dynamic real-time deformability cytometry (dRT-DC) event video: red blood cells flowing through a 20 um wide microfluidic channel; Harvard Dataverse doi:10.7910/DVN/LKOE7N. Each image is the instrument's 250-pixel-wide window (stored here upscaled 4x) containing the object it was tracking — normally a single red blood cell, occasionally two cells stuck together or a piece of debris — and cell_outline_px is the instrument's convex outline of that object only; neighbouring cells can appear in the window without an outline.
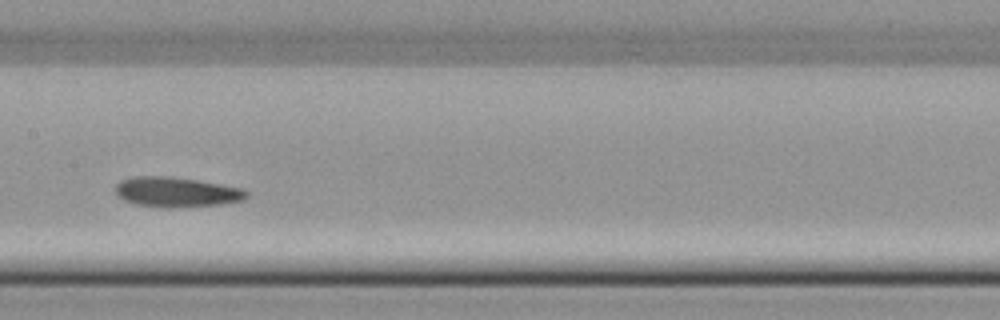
{"species": "common noctule bat (a hibernating species)", "species_latin": "Nyctalus noctula", "temperature_condition": "cold", "stored_images_in_passage": 46, "camera_frame_rate_fps": 3000, "um_per_image_px": 0.085, "animal": {"sex": "female", "body_mass_g": 22.7, "forearm_length_mm": 54.2}, "frame": {"image": 1, "passage_image": 21, "time_ms": 6.667, "image_size_px": [1000, 320], "cell_outline_px": [[248, 196], [244, 200], [220, 204], [168, 208], [164, 208], [136, 204], [124, 200], [116, 196], [116, 184], [120, 180], [136, 176], [168, 176], [200, 180], [244, 188], [248, 192]], "centroid_in_image_um": [15.01, 16.32], "position_along_channel_um": 192.4, "area_um2": 23.12}}
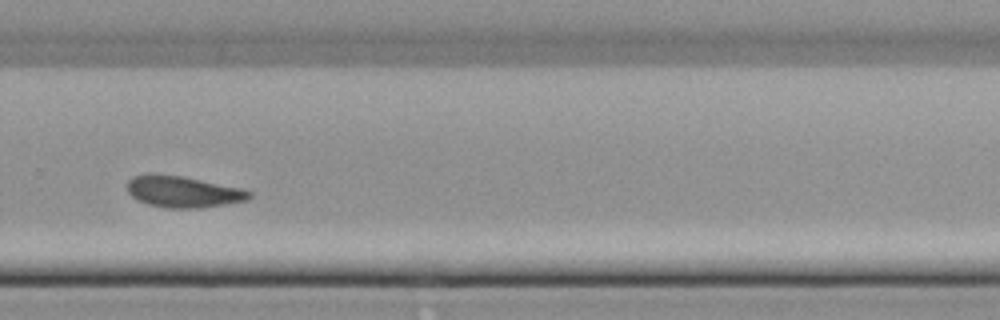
{"frame": {"image": 2, "passage_image": 30, "time_ms": 9.667, "image_size_px": [1000, 320], "cell_outline_px": [[252, 196], [248, 200], [200, 208], [164, 208], [148, 204], [132, 196], [128, 192], [128, 180], [132, 176], [144, 172], [152, 172], [180, 176], [244, 188], [252, 192]], "centroid_in_image_um": [15.55, 16.27], "position_along_channel_um": 314.3, "area_um2": 22.6}}
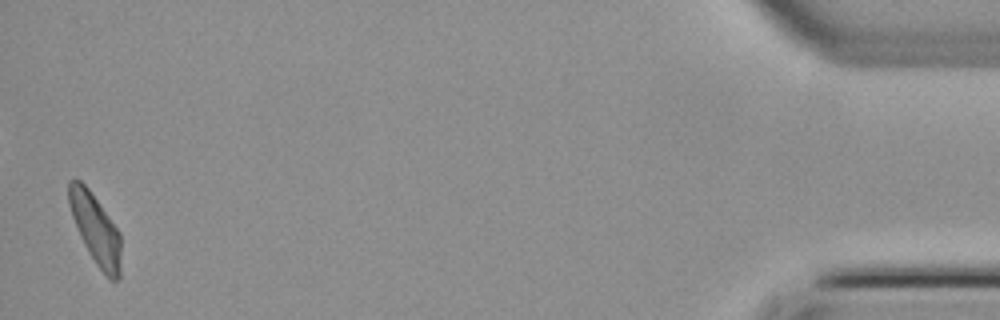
{"frame": {"image": 3, "passage_image": 45, "time_ms": 14.667, "image_size_px": [1000, 320], "cell_outline_px": [[120, 276], [116, 280], [108, 280], [104, 276], [88, 252], [80, 236], [72, 216], [68, 204], [68, 180], [72, 176], [80, 180], [88, 188], [120, 232]], "centroid_in_image_um": [8.1, 19.47], "position_along_channel_um": 427.1, "area_um2": 21.39}}